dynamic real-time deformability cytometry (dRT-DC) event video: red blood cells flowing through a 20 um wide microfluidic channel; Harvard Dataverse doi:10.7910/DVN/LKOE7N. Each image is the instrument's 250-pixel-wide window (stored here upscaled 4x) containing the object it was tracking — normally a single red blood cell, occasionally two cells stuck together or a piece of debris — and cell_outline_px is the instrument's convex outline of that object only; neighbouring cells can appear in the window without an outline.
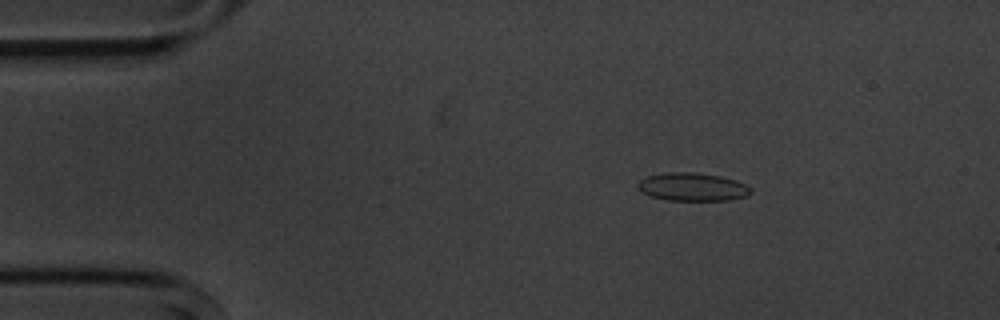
{"species": "common noctule bat (a hibernating species)", "species_latin": "Nyctalus noctula", "temperature_condition": "cold", "stored_images_in_passage": 4, "camera_frame_rate_fps": 3000, "um_per_image_px": 0.085, "animal": {"sex": "male", "body_mass_g": 20.1, "forearm_length_mm": 53.5}, "frame": {"image": 1, "passage_image": 2, "time_ms": 1.333, "image_size_px": [1000, 320], "cell_outline_px": [[752, 192], [744, 196], [728, 200], [668, 200], [652, 196], [644, 192], [636, 184], [640, 180], [648, 176], [664, 172], [692, 172], [720, 176], [736, 180], [752, 188]], "centroid_in_image_um": [58.87, 15.87], "position_along_channel_um": 26.1, "area_um2": 18.26}}
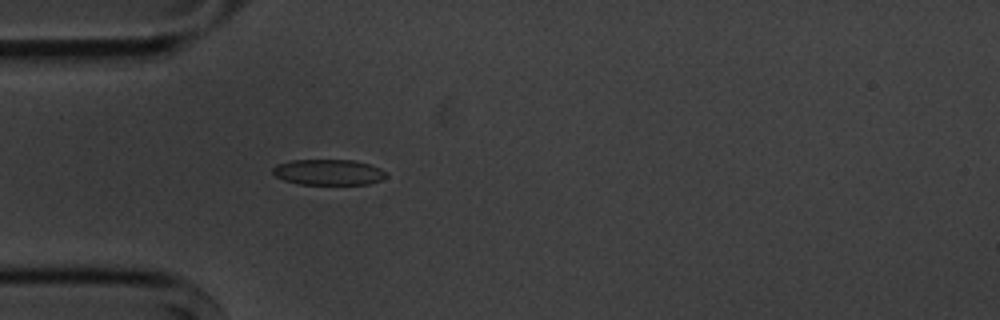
{"frame": {"image": 2, "passage_image": 4, "time_ms": 3.667, "image_size_px": [1000, 320], "cell_outline_px": [[388, 176], [380, 180], [368, 184], [300, 184], [284, 180], [276, 176], [272, 172], [272, 168], [276, 164], [292, 160], [352, 160], [368, 164], [380, 168], [388, 172]], "centroid_in_image_um": [27.93, 14.63], "position_along_channel_um": 57.1, "area_um2": 16.99}}